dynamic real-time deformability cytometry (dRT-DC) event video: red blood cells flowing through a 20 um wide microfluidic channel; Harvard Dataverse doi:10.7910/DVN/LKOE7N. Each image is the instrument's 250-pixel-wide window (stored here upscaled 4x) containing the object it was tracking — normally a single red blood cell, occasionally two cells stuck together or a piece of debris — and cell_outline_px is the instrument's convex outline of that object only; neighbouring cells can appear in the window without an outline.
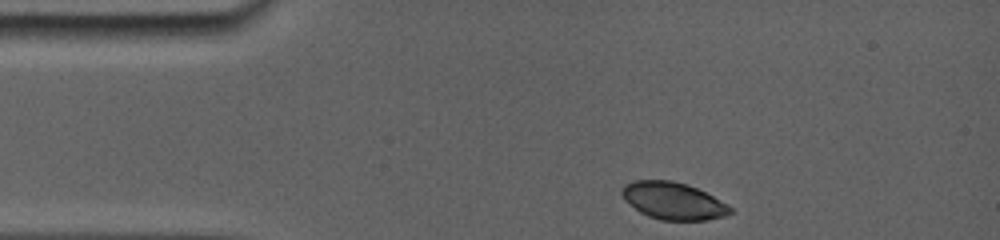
{"species": "common noctule bat (a hibernating species)", "species_latin": "Nyctalus noctula", "temperature_condition": "room temperature", "stored_images_in_passage": 17, "camera_frame_rate_fps": 5000, "um_per_image_px": 0.085, "animal": {"sex": "female", "body_mass_g": 19.0, "forearm_length_mm": 56.7}, "frame": {"image": 1, "passage_image": 1, "time_ms": 0.0, "image_size_px": [1000, 240], "cell_outline_px": [[736, 212], [724, 216], [708, 220], [660, 220], [648, 216], [640, 212], [624, 200], [620, 192], [620, 188], [624, 184], [632, 180], [672, 180], [688, 184], [728, 204]], "centroid_in_image_um": [57.2, 17.07], "position_along_channel_um": 27.8, "area_um2": 23.76}}
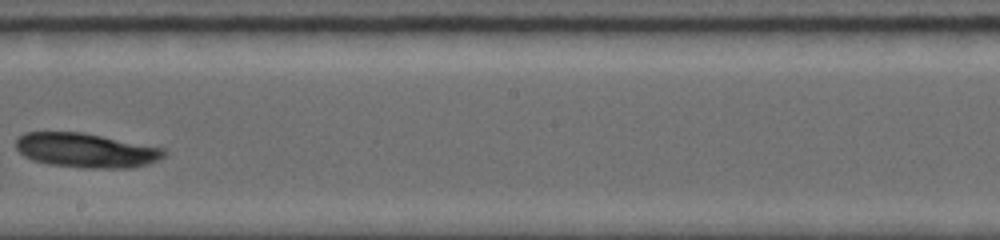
{"frame": {"image": 2, "passage_image": 10, "time_ms": 6.8, "image_size_px": [1000, 240], "cell_outline_px": [[168, 152], [164, 156], [148, 164], [132, 168], [84, 168], [48, 164], [32, 160], [24, 156], [16, 148], [16, 140], [24, 132], [84, 132], [164, 148]], "centroid_in_image_um": [7.32, 12.78], "position_along_channel_um": 240.9, "area_um2": 29.88}}
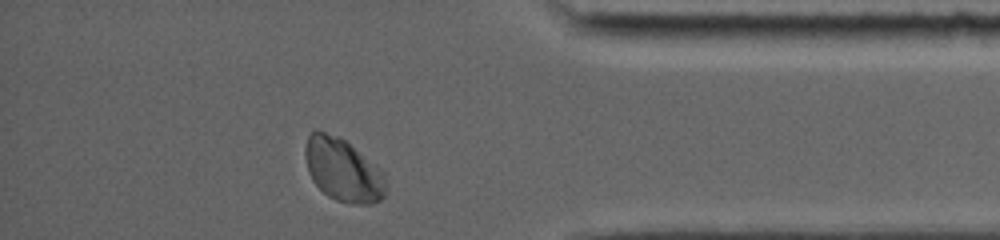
{"frame": {"image": 3, "passage_image": 16, "time_ms": 11.4, "image_size_px": [1000, 240], "cell_outline_px": [[388, 184], [384, 196], [380, 200], [372, 204], [352, 204], [336, 200], [328, 196], [312, 180], [308, 172], [304, 156], [304, 148], [308, 136], [316, 128], [340, 136], [380, 168], [384, 172]], "centroid_in_image_um": [29.16, 14.43], "position_along_channel_um": 406.0, "area_um2": 30.11}, "authors_computed_cell_mechanics": {"area_um2": 29.0734, "velocity_mm_per_s": 3.8314, "shape_relaxation_time_tau1_ms": 0.9315, "shape_relaxation_time_tau2_ms": null, "deformation_change_tau1": 0.0278, "deformation_change_tau2": null}}